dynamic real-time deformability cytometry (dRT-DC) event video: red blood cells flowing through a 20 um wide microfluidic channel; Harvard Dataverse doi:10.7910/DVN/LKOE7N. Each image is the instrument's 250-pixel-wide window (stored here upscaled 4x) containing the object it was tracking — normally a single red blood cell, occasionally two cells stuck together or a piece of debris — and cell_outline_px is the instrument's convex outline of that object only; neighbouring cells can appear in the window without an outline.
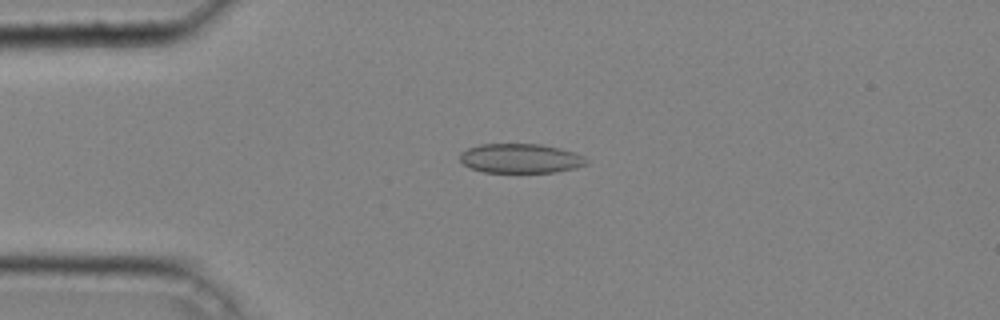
{"species": "common noctule bat (a hibernating species)", "species_latin": "Nyctalus noctula", "temperature_condition": "cold", "stored_images_in_passage": 44, "camera_frame_rate_fps": 3000, "um_per_image_px": 0.085, "animal": {"sex": "male", "body_mass_g": 20.4}, "frame": {"image": 1, "passage_image": 11, "time_ms": 3.333, "image_size_px": [1000, 320], "cell_outline_px": [[588, 164], [576, 168], [556, 172], [484, 172], [468, 168], [460, 160], [460, 152], [468, 148], [480, 144], [540, 144], [560, 148], [576, 152], [584, 156], [588, 160]], "centroid_in_image_um": [44.26, 13.46], "position_along_channel_um": 40.7, "area_um2": 21.91}}
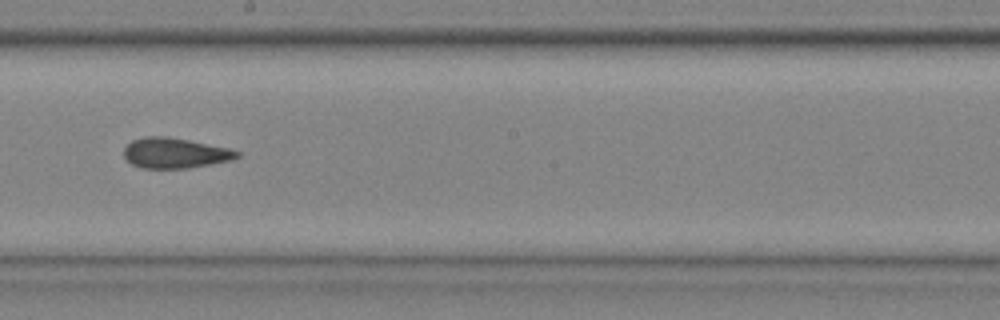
{"frame": {"image": 2, "passage_image": 26, "time_ms": 8.333, "image_size_px": [1000, 320], "cell_outline_px": [[240, 156], [232, 160], [188, 168], [140, 168], [132, 164], [124, 156], [124, 148], [132, 140], [144, 136], [168, 136], [228, 148], [240, 152]], "centroid_in_image_um": [14.86, 13.0], "position_along_channel_um": 233.3, "area_um2": 19.94}}
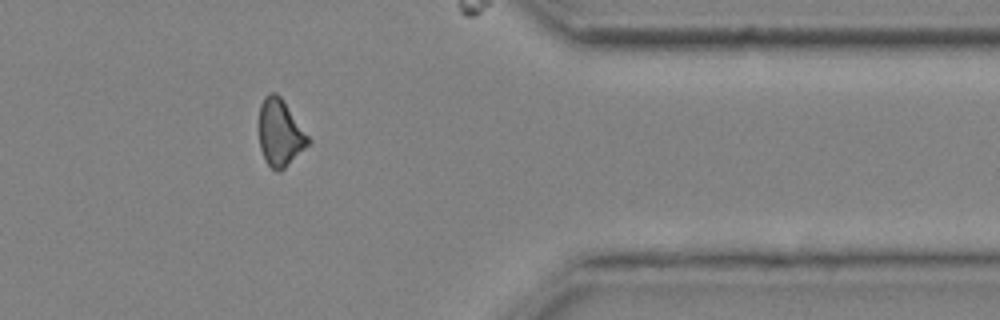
{"frame": {"image": 3, "passage_image": 38, "time_ms": 12.333, "image_size_px": [1000, 320], "cell_outline_px": [[312, 144], [280, 172], [276, 172], [268, 164], [260, 148], [260, 104], [264, 96], [268, 92], [276, 92], [280, 96], [312, 140]], "centroid_in_image_um": [23.85, 11.31], "position_along_channel_um": 387.6, "area_um2": 19.31}, "authors_computed_cell_mechanics": {"area_um2": 20.1722, "velocity_mm_per_s": 4.3045, "shape_relaxation_time_tau1_ms": 10.0735, "shape_relaxation_time_tau2_ms": 4.3214, "deformation_change_tau1": 0.1357, "deformation_change_tau2": 0.1052}}